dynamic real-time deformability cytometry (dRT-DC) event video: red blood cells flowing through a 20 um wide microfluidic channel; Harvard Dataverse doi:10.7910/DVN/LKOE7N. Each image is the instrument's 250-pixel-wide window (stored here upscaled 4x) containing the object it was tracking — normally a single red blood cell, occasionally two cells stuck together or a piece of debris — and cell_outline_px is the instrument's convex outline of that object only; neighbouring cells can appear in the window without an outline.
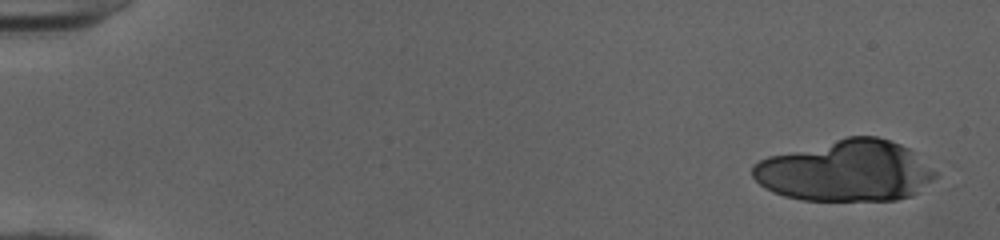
{"species": "human", "species_latin": "Homo sapiens", "temperature_condition": "cold", "stored_images_in_passage": 18, "camera_frame_rate_fps": 3000, "um_per_image_px": 0.085, "donor": {"sex": "female"}, "frame": {"image": 1, "passage_image": 3, "time_ms": 0.667, "image_size_px": [1000, 240], "cell_outline_px": [[936, 176], [932, 180], [912, 196], [896, 200], [804, 200], [784, 196], [772, 192], [760, 184], [752, 176], [752, 164], [768, 156], [848, 136], [876, 136], [900, 144], [908, 148], [936, 172]], "centroid_in_image_um": [71.85, 14.53], "position_along_channel_um": 13.1, "area_um2": 64.79}}